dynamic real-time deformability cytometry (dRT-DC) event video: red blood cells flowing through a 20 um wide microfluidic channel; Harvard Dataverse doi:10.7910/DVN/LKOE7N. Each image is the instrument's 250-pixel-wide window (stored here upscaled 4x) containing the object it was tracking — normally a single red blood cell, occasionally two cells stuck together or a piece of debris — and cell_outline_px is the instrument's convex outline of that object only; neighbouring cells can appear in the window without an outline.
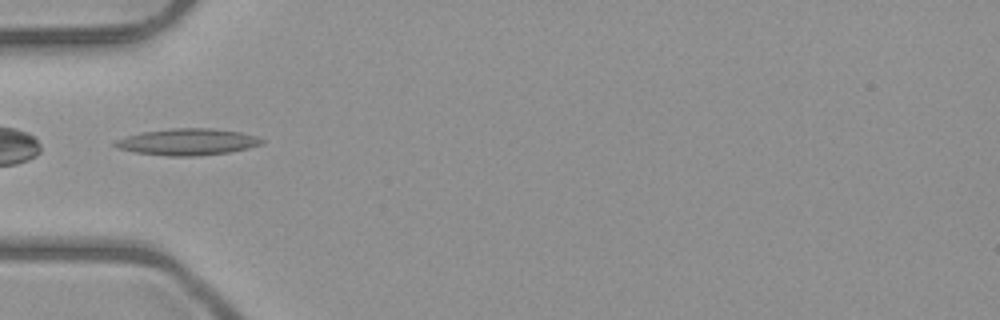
{"species": "common noctule bat (a hibernating species)", "species_latin": "Nyctalus noctula", "temperature_condition": "room temperature", "stored_images_in_passage": 1, "camera_frame_rate_fps": 3000, "um_per_image_px": 0.085, "animal": {"sex": "male", "body_mass_g": 23.1, "forearm_length_mm": 52.7}, "frame": {"image": 1, "passage_image": 1, "time_ms": 0.0, "image_size_px": [1000, 320], "cell_outline_px": [[264, 140], [260, 144], [248, 148], [228, 152], [196, 156], [168, 156], [136, 152], [116, 148], [112, 144], [116, 140], [140, 132], [172, 128], [212, 128], [240, 132], [256, 136]], "centroid_in_image_um": [15.91, 12.06], "position_along_channel_um": 69.1, "area_um2": 22.6}}